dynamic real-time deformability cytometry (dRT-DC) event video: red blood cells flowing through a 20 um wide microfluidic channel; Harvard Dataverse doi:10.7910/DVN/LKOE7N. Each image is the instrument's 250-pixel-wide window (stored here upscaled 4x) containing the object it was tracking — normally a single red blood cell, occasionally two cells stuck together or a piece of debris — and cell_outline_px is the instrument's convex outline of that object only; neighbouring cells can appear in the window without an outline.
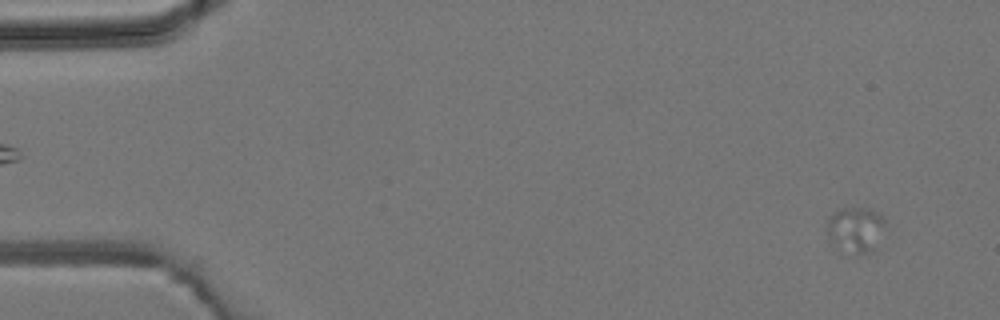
{"species": "common noctule bat (a hibernating species)", "species_latin": "Nyctalus noctula", "temperature_condition": "room temperature", "stored_images_in_passage": 4, "camera_frame_rate_fps": 3000, "um_per_image_px": 0.085, "animal": {"sex": "male", "body_mass_g": 19.2, "forearm_length_mm": 51.8}, "frame": {"image": 1, "passage_image": 1, "time_ms": 0.0, "image_size_px": [1000, 320], "cell_outline_px": [[884, 224], [876, 248], [872, 252], [856, 252], [828, 232], [828, 220], [840, 208], [864, 208], [876, 212], [884, 220]], "centroid_in_image_um": [72.83, 19.41], "position_along_channel_um": 12.2, "area_um2": 13.64}}
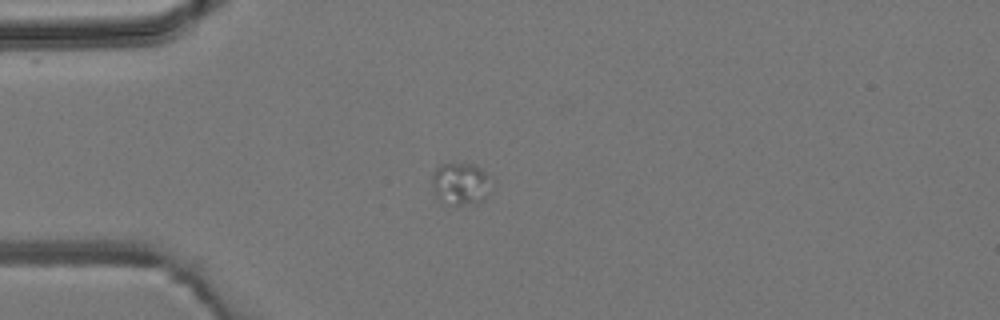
{"frame": {"image": 2, "passage_image": 4, "time_ms": 3.333, "image_size_px": [1000, 320], "cell_outline_px": [[484, 200], [460, 204], [440, 204], [436, 196], [432, 184], [432, 172], [440, 164], [472, 164], [480, 168], [484, 172]], "centroid_in_image_um": [38.96, 15.61], "position_along_channel_um": 46.0, "area_um2": 13.64}}